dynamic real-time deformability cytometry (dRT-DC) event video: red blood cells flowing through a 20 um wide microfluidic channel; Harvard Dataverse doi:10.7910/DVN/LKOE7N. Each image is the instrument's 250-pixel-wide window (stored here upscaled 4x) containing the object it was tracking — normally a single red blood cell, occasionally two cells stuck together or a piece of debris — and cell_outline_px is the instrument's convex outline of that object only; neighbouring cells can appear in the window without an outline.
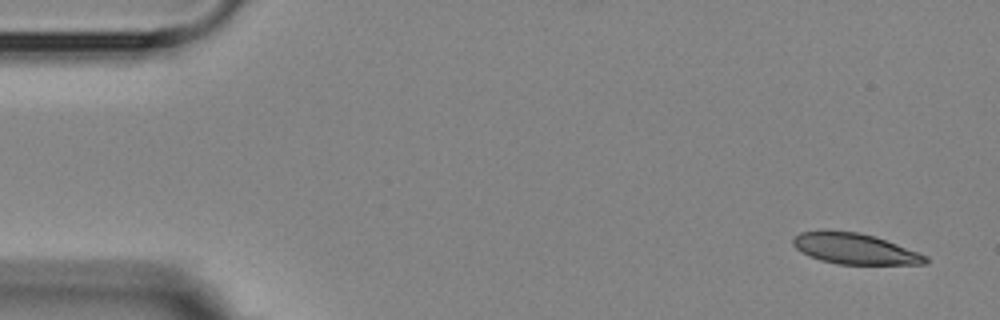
{"species": "Egyptian fruit bat (a non-hibernating species)", "species_latin": "Rousettus aegyptiacus", "temperature_condition": "room temperature", "stored_images_in_passage": 4, "camera_frame_rate_fps": 3000, "um_per_image_px": 0.085, "animal": {"sex": "female"}, "frame": {"image": 1, "passage_image": 1, "time_ms": 0.0, "image_size_px": [1000, 320], "cell_outline_px": [[928, 264], [836, 264], [820, 260], [808, 256], [796, 248], [792, 244], [792, 240], [800, 232], [824, 228], [860, 232], [876, 236], [928, 256]], "centroid_in_image_um": [72.61, 21.11], "position_along_channel_um": 12.4, "area_um2": 24.28}}